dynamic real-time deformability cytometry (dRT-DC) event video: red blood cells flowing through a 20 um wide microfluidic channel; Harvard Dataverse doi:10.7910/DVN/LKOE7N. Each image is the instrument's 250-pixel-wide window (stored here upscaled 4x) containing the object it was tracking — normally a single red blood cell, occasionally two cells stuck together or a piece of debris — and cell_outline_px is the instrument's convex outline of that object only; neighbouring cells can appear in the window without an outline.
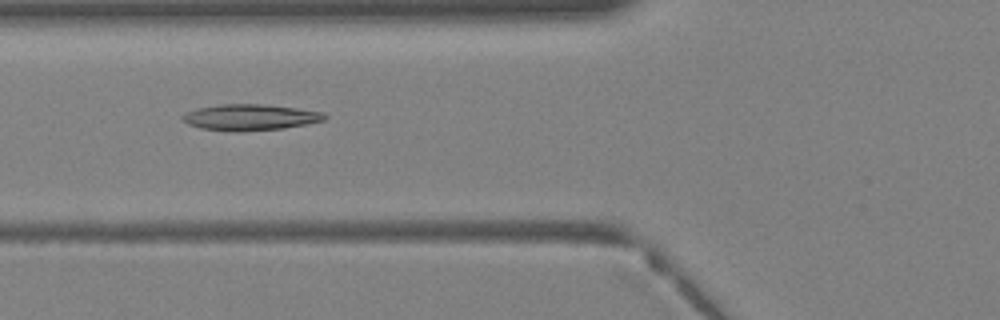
{"species": "Egyptian fruit bat (a non-hibernating species)", "species_latin": "Rousettus aegyptiacus", "temperature_condition": "warm", "stored_images_in_passage": 28, "camera_frame_rate_fps": 3000, "um_per_image_px": 0.085, "animal": {"sex": "female"}, "frame": {"image": 1, "passage_image": 4, "time_ms": 1.0, "image_size_px": [1000, 320], "cell_outline_px": [[328, 116], [324, 120], [284, 128], [240, 132], [236, 132], [200, 128], [188, 124], [180, 116], [196, 108], [220, 104], [264, 104], [296, 108], [324, 112]], "centroid_in_image_um": [21.25, 9.97], "position_along_channel_um": 104.5, "area_um2": 21.62}}
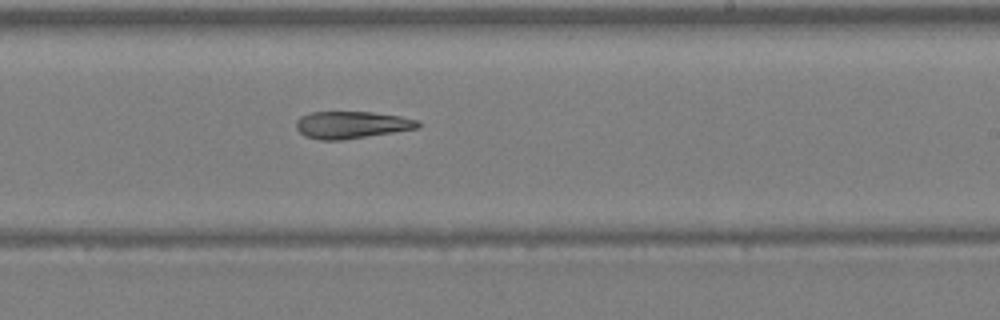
{"frame": {"image": 2, "passage_image": 13, "time_ms": 4.0, "image_size_px": [1000, 320], "cell_outline_px": [[420, 128], [344, 140], [320, 140], [304, 136], [296, 128], [296, 120], [300, 116], [312, 112], [372, 112], [400, 116], [420, 120]], "centroid_in_image_um": [29.9, 10.62], "position_along_channel_um": 259.1, "area_um2": 19.48}}
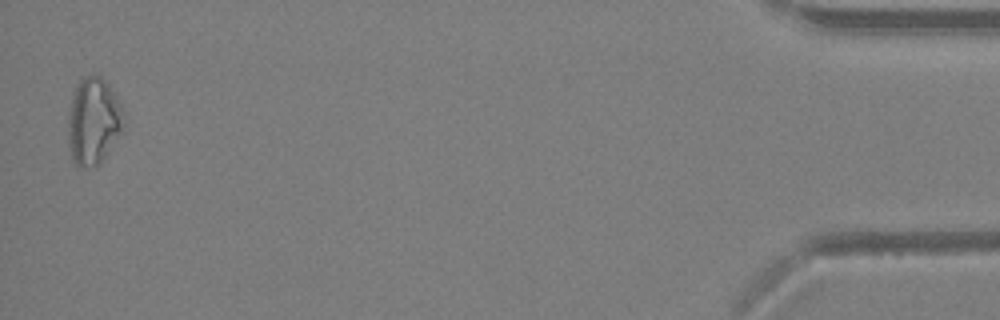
{"frame": {"image": 3, "passage_image": 28, "time_ms": 9.0, "image_size_px": [1000, 320], "cell_outline_px": [[124, 116], [120, 128], [100, 164], [80, 168], [72, 160], [68, 140], [68, 112], [76, 88], [80, 80], [84, 76], [100, 76], [108, 84], [116, 96], [124, 112]], "centroid_in_image_um": [7.9, 10.29], "position_along_channel_um": 427.3, "area_um2": 27.34}}